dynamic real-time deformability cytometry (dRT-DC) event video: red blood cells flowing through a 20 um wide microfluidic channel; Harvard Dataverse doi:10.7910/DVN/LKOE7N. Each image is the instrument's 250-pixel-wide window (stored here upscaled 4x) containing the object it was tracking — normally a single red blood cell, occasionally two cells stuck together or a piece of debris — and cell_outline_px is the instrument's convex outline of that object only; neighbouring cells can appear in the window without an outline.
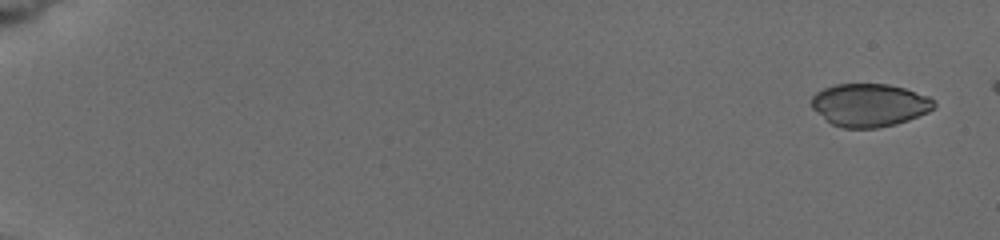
{"species": "common noctule bat (a hibernating species)", "species_latin": "Nyctalus noctula", "temperature_condition": "cold", "stored_images_in_passage": 8, "camera_frame_rate_fps": 3000, "um_per_image_px": 0.085, "animal": {"sex": "female", "body_mass_g": 19.5, "forearm_length_mm": 54.1}, "frame": {"image": 1, "passage_image": 2, "time_ms": 0.667, "image_size_px": [1000, 240], "cell_outline_px": [[936, 108], [928, 112], [908, 120], [896, 124], [876, 128], [844, 128], [832, 124], [812, 108], [812, 96], [816, 92], [824, 88], [836, 84], [888, 84], [904, 88], [928, 96], [936, 100]], "centroid_in_image_um": [73.94, 8.93], "position_along_channel_um": 11.1, "area_um2": 30.69}}